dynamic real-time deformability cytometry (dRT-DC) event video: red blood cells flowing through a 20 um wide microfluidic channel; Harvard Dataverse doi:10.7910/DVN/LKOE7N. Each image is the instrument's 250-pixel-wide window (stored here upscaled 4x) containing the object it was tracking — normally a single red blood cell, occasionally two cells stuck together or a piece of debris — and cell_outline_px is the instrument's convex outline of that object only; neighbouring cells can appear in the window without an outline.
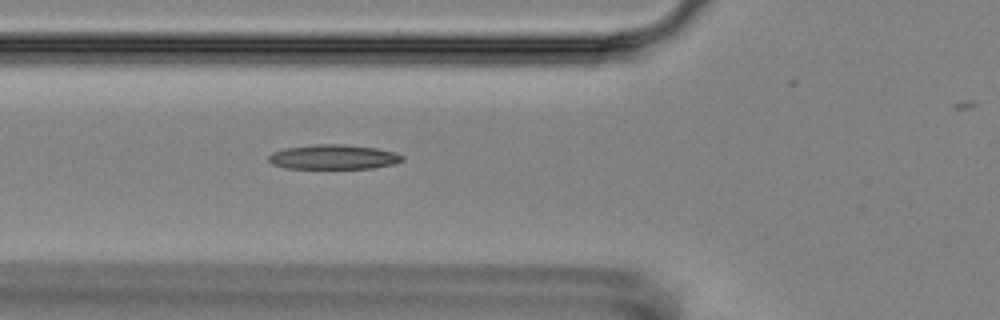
{"species": "Egyptian fruit bat (a non-hibernating species)", "species_latin": "Rousettus aegyptiacus", "temperature_condition": "room temperature", "stored_images_in_passage": 7, "camera_frame_rate_fps": 3000, "um_per_image_px": 0.085, "animal": {"sex": "female"}, "frame": {"image": 1, "passage_image": 7, "time_ms": 6.667, "image_size_px": [1000, 320], "cell_outline_px": [[404, 160], [396, 164], [372, 168], [284, 168], [272, 164], [268, 160], [268, 156], [272, 152], [284, 148], [316, 144], [344, 144], [376, 148], [396, 152], [404, 156]], "centroid_in_image_um": [28.36, 13.34], "position_along_channel_um": 97.4, "area_um2": 19.36}}